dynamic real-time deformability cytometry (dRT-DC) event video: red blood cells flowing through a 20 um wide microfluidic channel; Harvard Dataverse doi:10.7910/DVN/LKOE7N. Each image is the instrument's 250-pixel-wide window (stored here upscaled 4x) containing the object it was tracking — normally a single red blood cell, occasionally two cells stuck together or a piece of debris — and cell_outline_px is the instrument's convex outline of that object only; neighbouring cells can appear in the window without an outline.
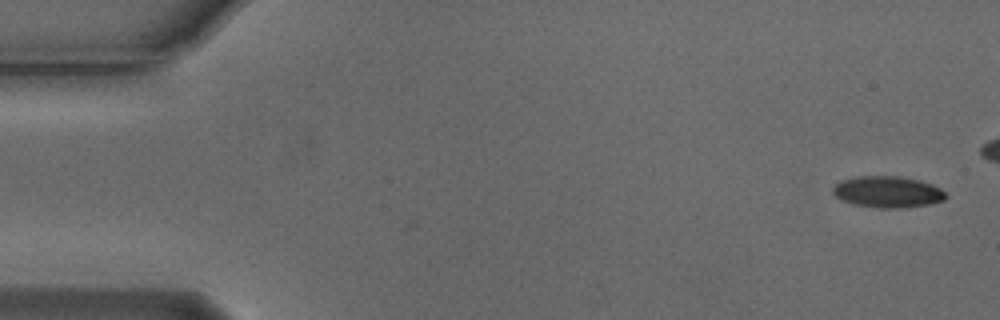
{"species": "Egyptian fruit bat (a non-hibernating species)", "species_latin": "Rousettus aegyptiacus", "temperature_condition": "cold", "stored_images_in_passage": 2, "camera_frame_rate_fps": 3000, "um_per_image_px": 0.085, "animal": {"sex": "male"}, "frame": {"image": 1, "passage_image": 2, "time_ms": 0.333, "image_size_px": [1000, 320], "cell_outline_px": [[948, 196], [944, 200], [928, 204], [900, 208], [880, 208], [852, 204], [840, 200], [832, 192], [832, 188], [840, 180], [860, 176], [900, 176], [920, 180], [932, 184], [940, 188]], "centroid_in_image_um": [75.43, 16.31], "position_along_channel_um": 9.6, "area_um2": 20.75}}